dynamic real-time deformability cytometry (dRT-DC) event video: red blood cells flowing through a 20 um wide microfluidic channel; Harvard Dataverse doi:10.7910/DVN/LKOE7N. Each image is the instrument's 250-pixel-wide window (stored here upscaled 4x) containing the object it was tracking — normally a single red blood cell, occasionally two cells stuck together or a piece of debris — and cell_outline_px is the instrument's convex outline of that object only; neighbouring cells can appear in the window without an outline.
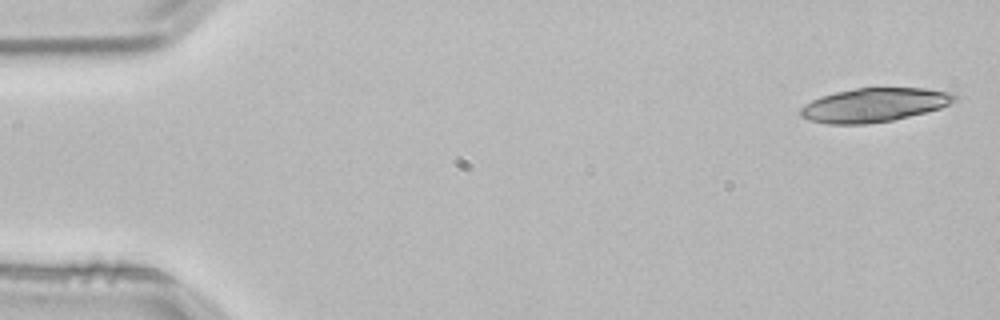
{"species": "common noctule bat (a hibernating species)", "species_latin": "Nyctalus noctula", "temperature_condition": "room temperature", "stored_images_in_passage": 4, "camera_frame_rate_fps": 3000, "um_per_image_px": 0.085, "animal": {"sex": "male", "body_mass_g": 21.5, "forearm_length_mm": 52.0}, "frame": {"image": 1, "passage_image": 1, "time_ms": 0.0, "image_size_px": [1000, 320], "cell_outline_px": [[956, 100], [940, 108], [892, 120], [868, 124], [828, 124], [808, 120], [800, 116], [800, 108], [804, 104], [820, 96], [836, 92], [856, 88], [924, 88], [952, 92], [956, 96]], "centroid_in_image_um": [74.26, 8.92], "position_along_channel_um": 10.7, "area_um2": 30.35}}
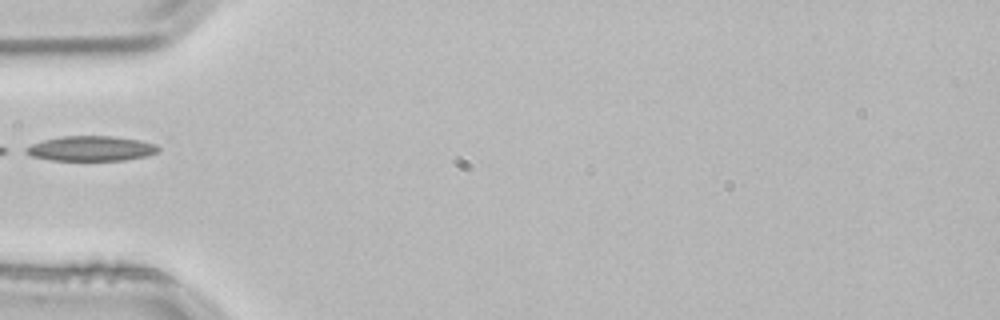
{"frame": {"image": 2, "passage_image": 4, "time_ms": 1.0, "image_size_px": [1000, 320], "cell_outline_px": [[160, 148], [156, 152], [144, 156], [124, 160], [52, 160], [32, 156], [24, 152], [24, 148], [32, 144], [44, 140], [64, 136], [112, 136], [140, 140], [156, 144]], "centroid_in_image_um": [7.72, 12.62], "position_along_channel_um": 77.3, "area_um2": 19.07}}